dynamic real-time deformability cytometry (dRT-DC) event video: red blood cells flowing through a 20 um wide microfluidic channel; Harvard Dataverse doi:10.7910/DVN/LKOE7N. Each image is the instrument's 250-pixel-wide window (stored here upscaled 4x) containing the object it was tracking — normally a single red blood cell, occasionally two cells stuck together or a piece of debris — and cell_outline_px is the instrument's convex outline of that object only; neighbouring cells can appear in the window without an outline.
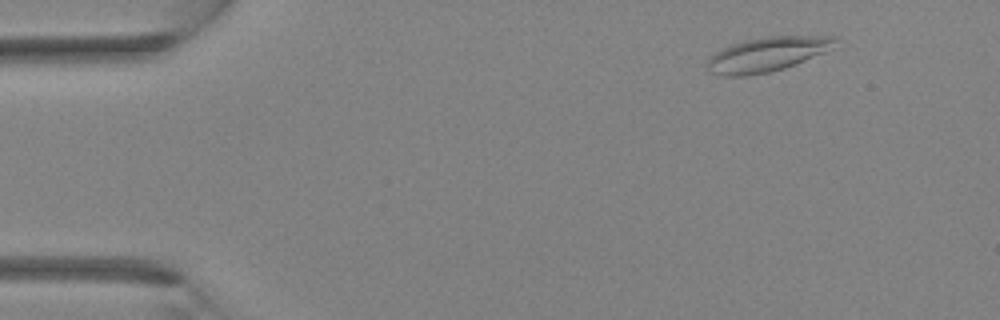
{"species": "Egyptian fruit bat (a non-hibernating species)", "species_latin": "Rousettus aegyptiacus", "temperature_condition": "room temperature", "stored_images_in_passage": 4, "camera_frame_rate_fps": 3000, "um_per_image_px": 0.085, "animal": {"sex": "female"}, "frame": {"image": 1, "passage_image": 4, "time_ms": 3.667, "image_size_px": [1000, 320], "cell_outline_px": [[840, 36], [824, 52], [796, 64], [784, 68], [768, 72], [744, 76], [724, 76], [708, 72], [704, 64], [716, 52], [732, 44], [744, 40], [764, 36]], "centroid_in_image_um": [65.14, 4.62], "position_along_channel_um": 19.9, "area_um2": 25.49}}